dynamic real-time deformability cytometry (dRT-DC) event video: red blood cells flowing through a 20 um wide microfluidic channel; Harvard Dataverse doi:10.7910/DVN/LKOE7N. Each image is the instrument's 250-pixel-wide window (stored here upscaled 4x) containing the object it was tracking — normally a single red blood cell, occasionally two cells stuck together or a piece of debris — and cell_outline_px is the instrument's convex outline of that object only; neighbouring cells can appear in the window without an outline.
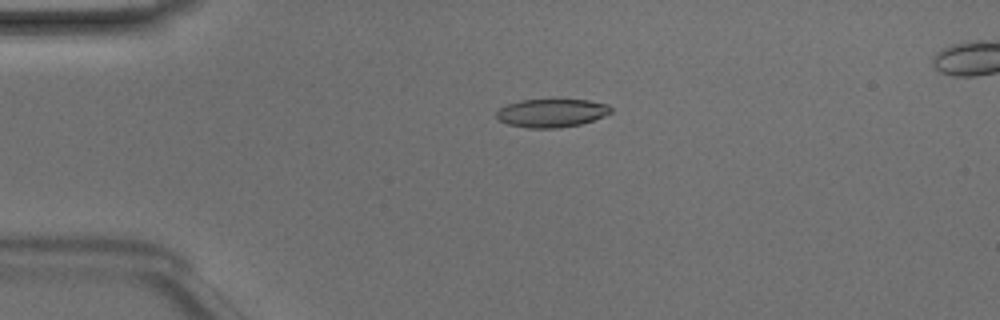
{"species": "Egyptian fruit bat (a non-hibernating species)", "species_latin": "Rousettus aegyptiacus", "temperature_condition": "room temperature", "stored_images_in_passage": 47, "camera_frame_rate_fps": 3000, "um_per_image_px": 0.085, "animal": {"sex": "male"}, "frame": {"image": 1, "passage_image": 10, "time_ms": 3.0, "image_size_px": [1000, 320], "cell_outline_px": [[612, 112], [604, 116], [580, 124], [560, 128], [528, 128], [508, 124], [500, 120], [496, 116], [496, 112], [500, 108], [508, 104], [520, 100], [588, 100], [608, 104], [612, 108]], "centroid_in_image_um": [46.9, 9.61], "position_along_channel_um": 38.1, "area_um2": 18.79}}
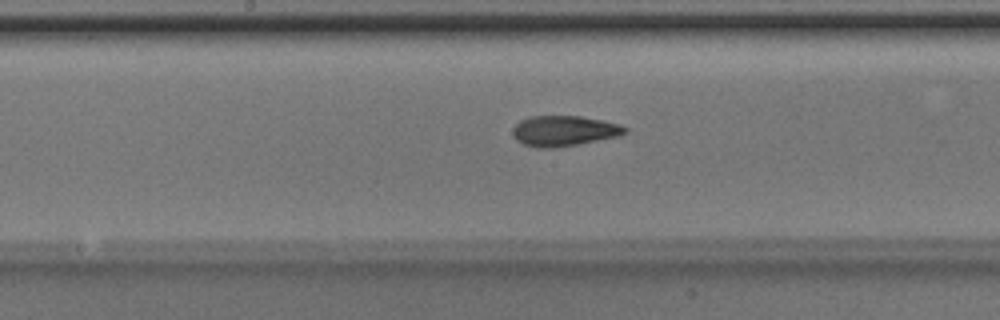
{"frame": {"image": 2, "passage_image": 24, "time_ms": 7.667, "image_size_px": [1000, 320], "cell_outline_px": [[628, 132], [620, 136], [556, 148], [536, 148], [524, 144], [516, 140], [512, 136], [512, 128], [520, 120], [532, 116], [580, 116], [620, 124], [628, 128]], "centroid_in_image_um": [47.93, 11.13], "position_along_channel_um": 200.3, "area_um2": 20.06}}
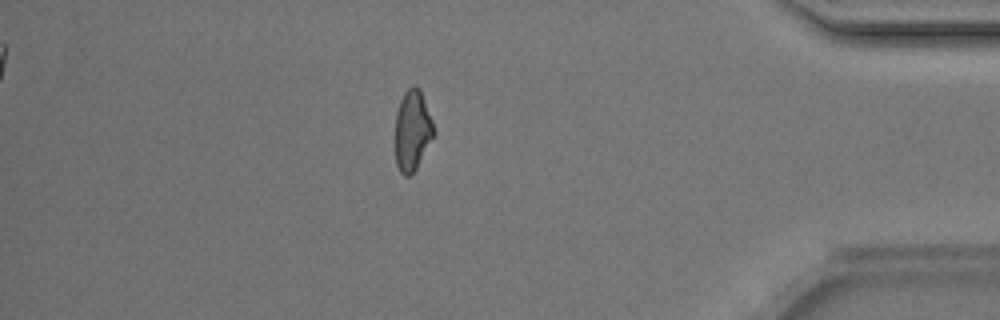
{"frame": {"image": 3, "passage_image": 41, "time_ms": 13.333, "image_size_px": [1000, 320], "cell_outline_px": [[436, 132], [416, 168], [408, 176], [404, 176], [400, 172], [396, 164], [396, 112], [400, 100], [404, 92], [408, 88], [420, 88], [432, 120]], "centroid_in_image_um": [35.06, 11.09], "position_along_channel_um": 400.1, "area_um2": 17.86}, "authors_computed_cell_mechanics": {"area_um2": 19.1896, "velocity_mm_per_s": 4.1693, "shape_relaxation_time_tau1_ms": 3.4895, "shape_relaxation_time_tau2_ms": 1.6945, "deformation_change_tau1": 0.1528, "deformation_change_tau2": 0.0857}}